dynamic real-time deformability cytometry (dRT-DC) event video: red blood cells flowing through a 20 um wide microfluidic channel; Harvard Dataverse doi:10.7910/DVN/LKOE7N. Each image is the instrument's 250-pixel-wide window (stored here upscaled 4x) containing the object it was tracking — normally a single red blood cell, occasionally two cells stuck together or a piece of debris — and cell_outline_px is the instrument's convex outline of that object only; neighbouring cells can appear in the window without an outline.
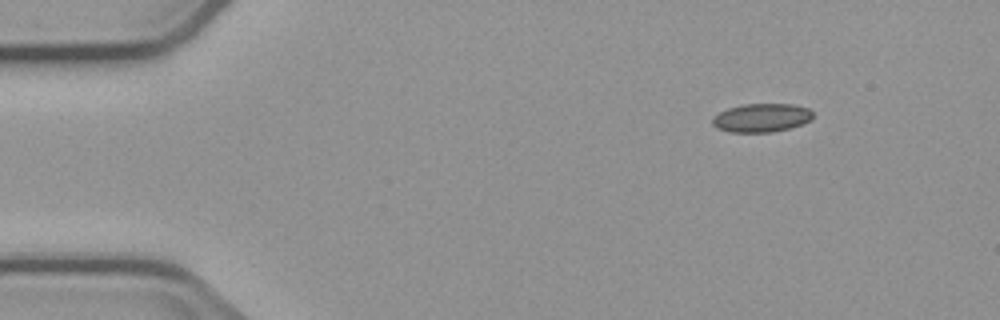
{"species": "common noctule bat (a hibernating species)", "species_latin": "Nyctalus noctula", "temperature_condition": "cold", "stored_images_in_passage": 5, "camera_frame_rate_fps": 3000, "um_per_image_px": 0.085, "animal": {"sex": "male", "body_mass_g": 23.1, "forearm_length_mm": 52.7}, "frame": {"image": 1, "passage_image": 1, "time_ms": 0.0, "image_size_px": [1000, 320], "cell_outline_px": [[812, 120], [788, 128], [772, 132], [728, 132], [716, 128], [712, 124], [712, 116], [728, 108], [744, 104], [792, 104], [808, 108], [812, 112]], "centroid_in_image_um": [64.69, 10.01], "position_along_channel_um": 20.3, "area_um2": 16.7}}
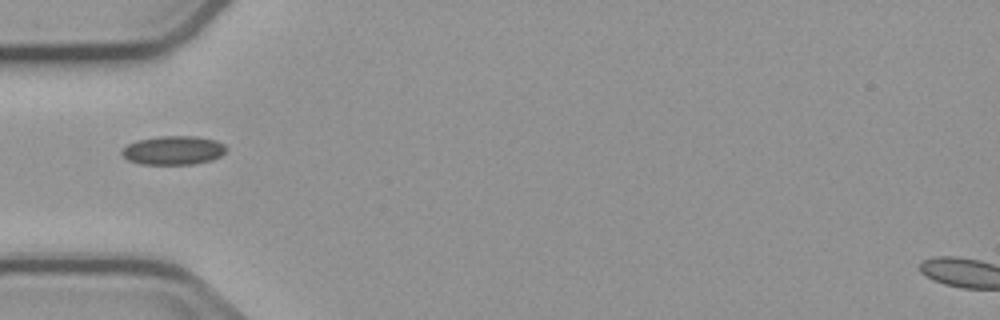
{"frame": {"image": 2, "passage_image": 4, "time_ms": 3.667, "image_size_px": [1000, 320], "cell_outline_px": [[228, 148], [220, 156], [212, 160], [192, 164], [140, 164], [128, 160], [120, 152], [128, 144], [136, 140], [160, 136], [196, 136], [216, 140], [224, 144]], "centroid_in_image_um": [14.74, 12.77], "position_along_channel_um": 70.3, "area_um2": 17.57}}
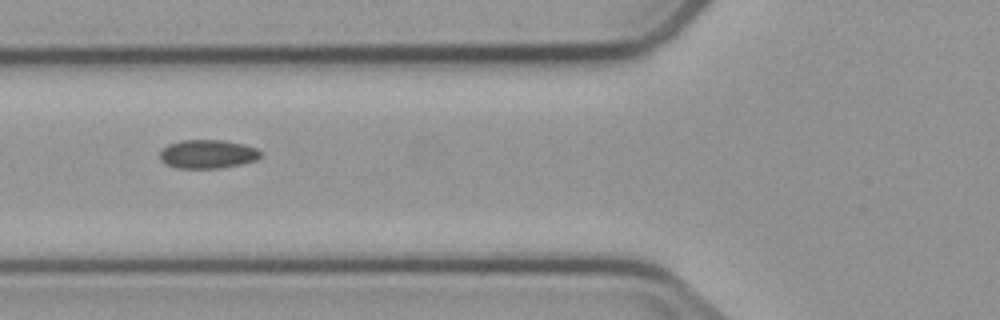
{"frame": {"image": 3, "passage_image": 5, "time_ms": 4.667, "image_size_px": [1000, 320], "cell_outline_px": [[260, 156], [256, 160], [240, 164], [220, 168], [176, 168], [164, 164], [160, 160], [160, 152], [168, 144], [180, 140], [220, 140], [244, 144], [256, 148], [260, 152]], "centroid_in_image_um": [17.61, 13.1], "position_along_channel_um": 108.2, "area_um2": 16.82}}